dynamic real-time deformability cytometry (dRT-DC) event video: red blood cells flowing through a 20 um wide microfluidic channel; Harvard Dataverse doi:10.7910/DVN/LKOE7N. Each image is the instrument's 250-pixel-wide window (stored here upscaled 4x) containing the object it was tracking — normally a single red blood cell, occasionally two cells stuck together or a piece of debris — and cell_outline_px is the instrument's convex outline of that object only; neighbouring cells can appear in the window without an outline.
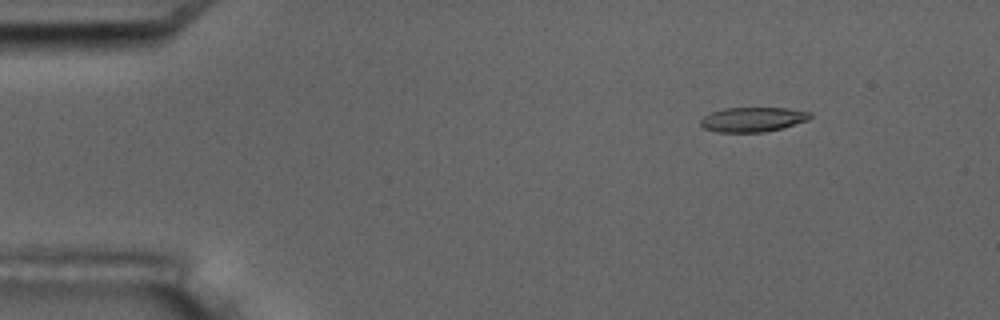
{"species": "common noctule bat (a hibernating species)", "species_latin": "Nyctalus noctula", "temperature_condition": "room temperature", "stored_images_in_passage": 4, "camera_frame_rate_fps": 3000, "um_per_image_px": 0.085, "animal": {"sex": "male", "body_mass_g": 17.5, "forearm_length_mm": 52.3}, "frame": {"image": 1, "passage_image": 2, "time_ms": 1.333, "image_size_px": [1000, 320], "cell_outline_px": [[812, 116], [808, 120], [784, 128], [764, 132], [716, 132], [704, 128], [700, 124], [700, 120], [704, 116], [712, 112], [724, 108], [788, 108], [812, 112]], "centroid_in_image_um": [64.01, 10.15], "position_along_channel_um": 21.0, "area_um2": 15.84}}